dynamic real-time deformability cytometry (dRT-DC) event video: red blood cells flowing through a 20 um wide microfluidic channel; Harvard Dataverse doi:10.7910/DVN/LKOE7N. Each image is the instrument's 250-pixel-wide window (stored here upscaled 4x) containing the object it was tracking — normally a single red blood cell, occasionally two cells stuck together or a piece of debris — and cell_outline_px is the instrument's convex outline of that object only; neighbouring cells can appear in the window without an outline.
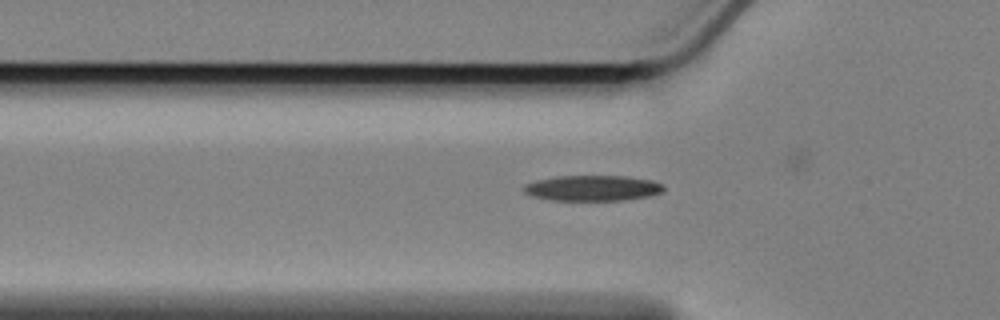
{"species": "Egyptian fruit bat (a non-hibernating species)", "species_latin": "Rousettus aegyptiacus", "temperature_condition": "cold", "stored_images_in_passage": 34, "camera_frame_rate_fps": 3000, "um_per_image_px": 0.085, "animal": {"sex": "female"}, "frame": {"image": 1, "passage_image": 3, "time_ms": 0.667, "image_size_px": [1000, 320], "cell_outline_px": [[664, 188], [660, 192], [648, 196], [624, 200], [552, 200], [532, 196], [524, 192], [524, 184], [536, 180], [556, 176], [624, 176], [652, 180], [660, 184]], "centroid_in_image_um": [50.32, 15.98], "position_along_channel_um": 75.5, "area_um2": 20.63}}
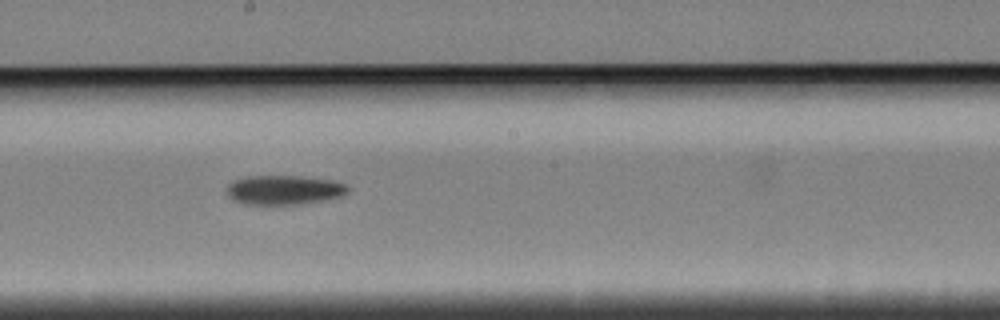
{"frame": {"image": 2, "passage_image": 16, "time_ms": 5.0, "image_size_px": [1000, 320], "cell_outline_px": [[348, 192], [340, 196], [320, 200], [292, 204], [240, 204], [232, 200], [228, 196], [228, 184], [236, 180], [248, 176], [304, 176], [332, 180], [344, 184], [348, 188]], "centroid_in_image_um": [24.1, 16.13], "position_along_channel_um": 224.1, "area_um2": 20.4}}
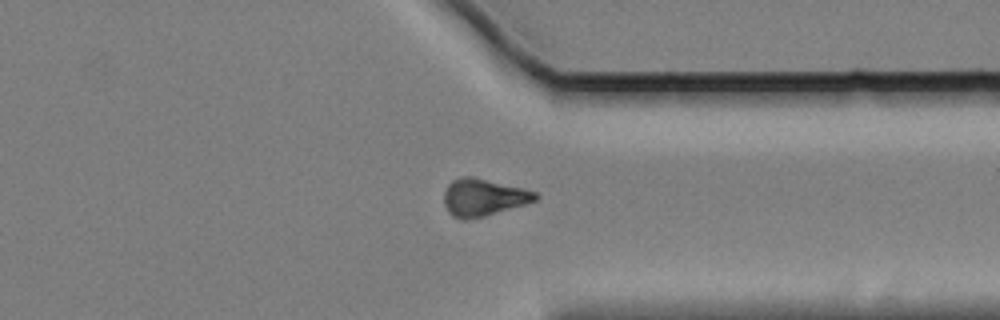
{"frame": {"image": 3, "passage_image": 29, "time_ms": 9.333, "image_size_px": [1000, 320], "cell_outline_px": [[540, 196], [536, 200], [524, 204], [484, 216], [464, 220], [452, 216], [448, 212], [444, 204], [444, 192], [448, 184], [452, 180], [464, 176], [472, 176], [536, 192]], "centroid_in_image_um": [41.04, 16.78], "position_along_channel_um": 370.4, "area_um2": 19.54}, "authors_computed_cell_mechanics": {"area_um2": 20.1722, "velocity_mm_per_s": 3.4021, "shape_relaxation_time_tau1_ms": 5.144, "shape_relaxation_time_tau2_ms": null, "deformation_change_tau1": 0.1404, "deformation_change_tau2": null}}